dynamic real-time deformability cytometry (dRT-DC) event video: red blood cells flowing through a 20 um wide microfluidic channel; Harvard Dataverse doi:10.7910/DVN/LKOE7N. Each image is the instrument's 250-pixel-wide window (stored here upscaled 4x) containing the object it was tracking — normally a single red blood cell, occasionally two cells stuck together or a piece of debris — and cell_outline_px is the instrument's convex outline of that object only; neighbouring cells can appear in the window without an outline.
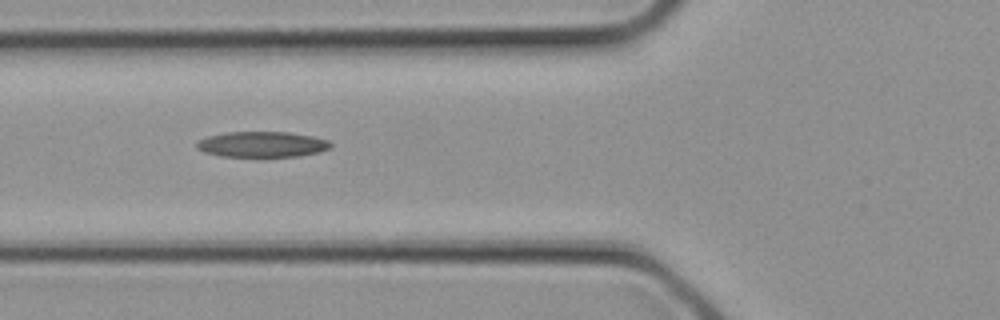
{"species": "common noctule bat (a hibernating species)", "species_latin": "Nyctalus noctula", "temperature_condition": "cold", "stored_images_in_passage": 3, "camera_frame_rate_fps": 3000, "um_per_image_px": 0.085, "animal": {"sex": "female", "body_mass_g": 21.9}, "frame": {"image": 1, "passage_image": 3, "time_ms": 0.667, "image_size_px": [1000, 320], "cell_outline_px": [[332, 144], [328, 148], [320, 152], [300, 156], [220, 156], [204, 152], [196, 148], [196, 144], [200, 140], [208, 136], [228, 132], [288, 132], [312, 136], [328, 140]], "centroid_in_image_um": [22.28, 12.27], "position_along_channel_um": 103.5, "area_um2": 19.83}}